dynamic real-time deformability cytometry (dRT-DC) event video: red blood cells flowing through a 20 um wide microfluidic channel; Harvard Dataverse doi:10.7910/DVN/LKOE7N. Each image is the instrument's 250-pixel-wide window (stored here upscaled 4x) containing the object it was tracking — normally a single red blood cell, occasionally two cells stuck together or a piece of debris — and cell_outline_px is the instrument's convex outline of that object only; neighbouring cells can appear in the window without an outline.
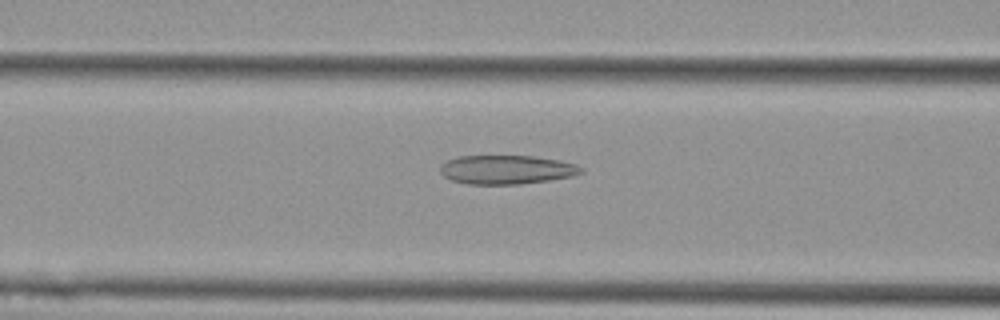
{"species": "Egyptian fruit bat (a non-hibernating species)", "species_latin": "Rousettus aegyptiacus", "temperature_condition": "cold", "stored_images_in_passage": 25, "camera_frame_rate_fps": 3000, "um_per_image_px": 0.085, "animal": {"sex": "female"}, "frame": {"image": 1, "passage_image": 12, "time_ms": 3.667, "image_size_px": [1000, 320], "cell_outline_px": [[584, 172], [572, 176], [548, 180], [520, 184], [468, 184], [452, 180], [444, 176], [440, 172], [440, 164], [456, 156], [532, 156], [560, 160], [576, 164], [584, 168]], "centroid_in_image_um": [43.06, 14.41], "position_along_channel_um": 123.5, "area_um2": 23.81}}
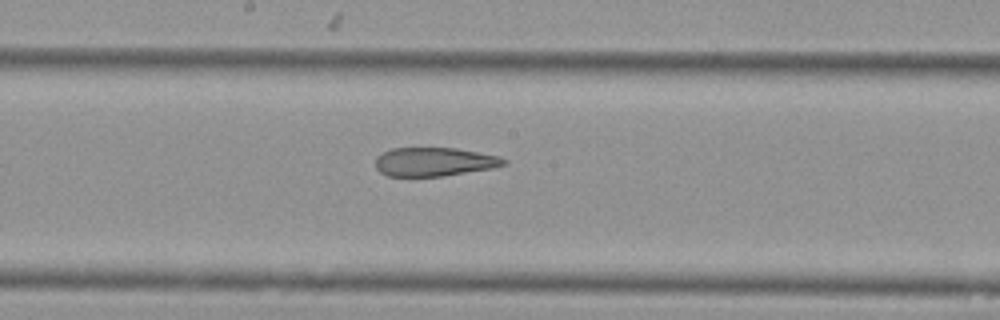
{"frame": {"image": 2, "passage_image": 19, "time_ms": 6.0, "image_size_px": [1000, 320], "cell_outline_px": [[508, 164], [492, 168], [444, 176], [388, 176], [380, 172], [376, 168], [376, 156], [392, 148], [456, 148], [500, 156], [508, 160]], "centroid_in_image_um": [36.94, 13.75], "position_along_channel_um": 211.3, "area_um2": 21.56}}
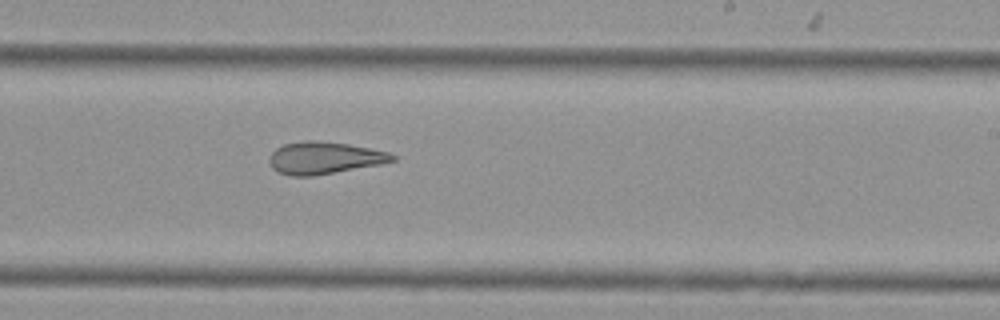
{"frame": {"image": 3, "passage_image": 23, "time_ms": 7.333, "image_size_px": [1000, 320], "cell_outline_px": [[396, 160], [380, 164], [312, 176], [288, 176], [276, 172], [272, 168], [268, 160], [268, 156], [276, 148], [284, 144], [304, 140], [316, 140], [348, 144], [388, 152], [396, 156]], "centroid_in_image_um": [27.5, 13.42], "position_along_channel_um": 261.5, "area_um2": 23.12}}